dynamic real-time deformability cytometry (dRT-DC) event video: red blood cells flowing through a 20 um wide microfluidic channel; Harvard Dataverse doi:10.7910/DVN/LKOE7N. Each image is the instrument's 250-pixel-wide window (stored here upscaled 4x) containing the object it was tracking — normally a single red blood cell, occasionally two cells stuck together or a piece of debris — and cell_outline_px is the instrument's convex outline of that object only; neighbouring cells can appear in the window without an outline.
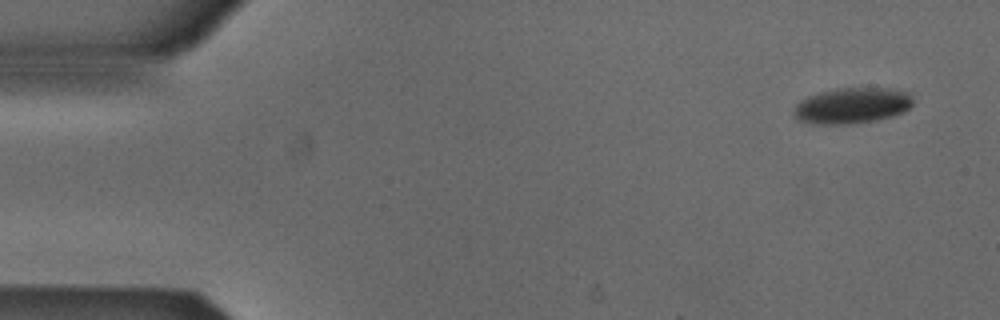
{"species": "Egyptian fruit bat (a non-hibernating species)", "species_latin": "Rousettus aegyptiacus", "temperature_condition": "cold", "stored_images_in_passage": 51, "camera_frame_rate_fps": 3000, "um_per_image_px": 0.085, "animal": {"sex": "male"}, "frame": {"image": 1, "passage_image": 1, "time_ms": 0.0, "image_size_px": [1000, 320], "cell_outline_px": [[912, 104], [904, 112], [892, 116], [876, 120], [848, 124], [808, 124], [796, 120], [792, 112], [796, 104], [800, 100], [808, 96], [820, 92], [836, 88], [892, 88], [908, 92], [912, 96]], "centroid_in_image_um": [72.38, 8.98], "position_along_channel_um": 12.6, "area_um2": 25.2}}
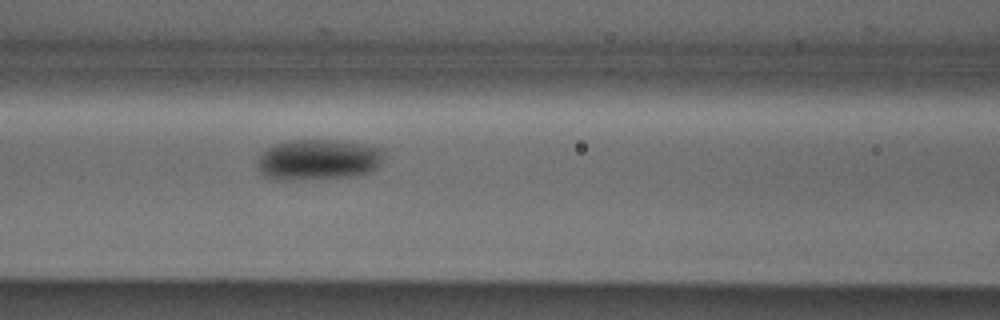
{"frame": {"image": 2, "passage_image": 20, "time_ms": 6.333, "image_size_px": [1000, 320], "cell_outline_px": [[384, 152], [380, 164], [372, 172], [356, 176], [296, 180], [272, 180], [264, 176], [256, 168], [256, 160], [260, 152], [276, 144], [288, 140], [336, 140], [364, 144], [380, 148]], "centroid_in_image_um": [27.0, 13.58], "position_along_channel_um": 139.6, "area_um2": 30.58}}
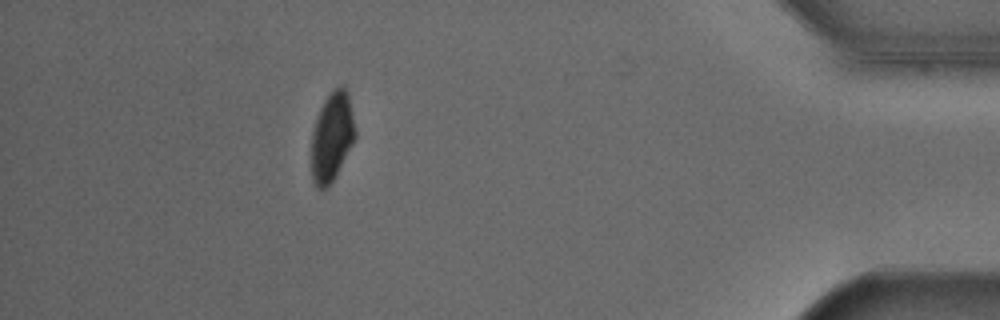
{"frame": {"image": 3, "passage_image": 45, "time_ms": 14.667, "image_size_px": [1000, 320], "cell_outline_px": [[356, 136], [352, 144], [332, 180], [324, 188], [316, 188], [312, 180], [312, 132], [316, 116], [324, 100], [332, 88], [340, 84], [344, 84], [348, 92], [356, 132]], "centroid_in_image_um": [28.21, 11.53], "position_along_channel_um": 407.0, "area_um2": 22.6}, "authors_computed_cell_mechanics": {"area_um2": 27.166, "velocity_mm_per_s": 3.869, "shape_relaxation_time_tau1_ms": 4.0832, "shape_relaxation_time_tau2_ms": null, "deformation_change_tau1": 0.0955, "deformation_change_tau2": null}}